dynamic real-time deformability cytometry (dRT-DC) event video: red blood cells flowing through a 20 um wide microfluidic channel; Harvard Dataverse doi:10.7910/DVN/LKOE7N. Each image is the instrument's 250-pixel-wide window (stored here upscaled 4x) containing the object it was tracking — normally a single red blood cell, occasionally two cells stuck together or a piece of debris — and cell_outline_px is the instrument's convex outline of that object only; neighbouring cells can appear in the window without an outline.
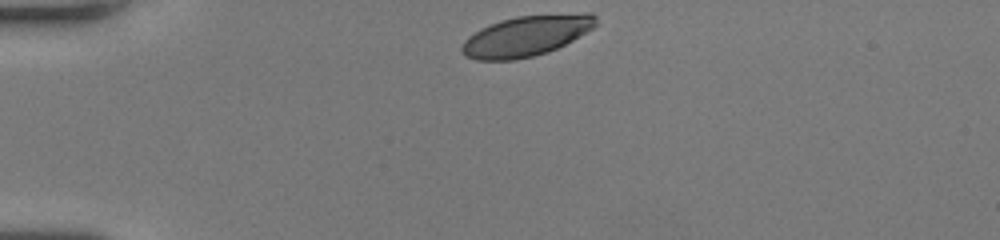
{"species": "human", "species_latin": "Homo sapiens", "temperature_condition": "room temperature", "stored_images_in_passage": 31, "camera_frame_rate_fps": 3000, "um_per_image_px": 0.085, "donor": {"sex": "female"}, "frame": {"image": 1, "passage_image": 1, "time_ms": 0.0, "image_size_px": [1000, 240], "cell_outline_px": [[596, 24], [592, 28], [572, 40], [548, 52], [516, 60], [476, 60], [464, 56], [460, 48], [464, 40], [468, 36], [480, 28], [500, 20], [516, 16], [584, 12], [588, 12], [596, 16]], "centroid_in_image_um": [44.7, 3.04], "position_along_channel_um": 40.3, "area_um2": 31.73}}
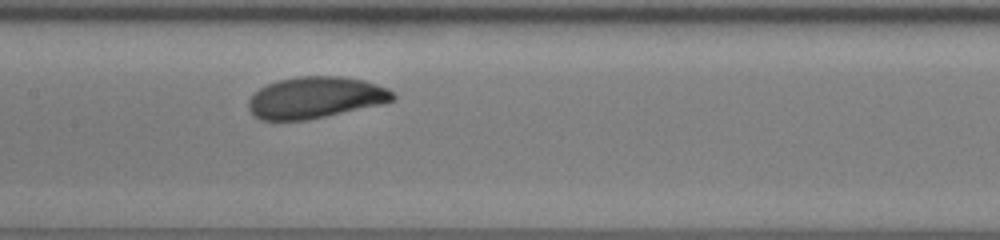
{"frame": {"image": 2, "passage_image": 15, "time_ms": 4.667, "image_size_px": [1000, 240], "cell_outline_px": [[396, 100], [384, 104], [308, 120], [260, 120], [252, 116], [248, 108], [248, 100], [260, 88], [268, 84], [280, 80], [296, 76], [340, 76], [364, 80], [388, 88], [396, 96]], "centroid_in_image_um": [26.83, 8.3], "position_along_channel_um": 180.6, "area_um2": 35.2}}
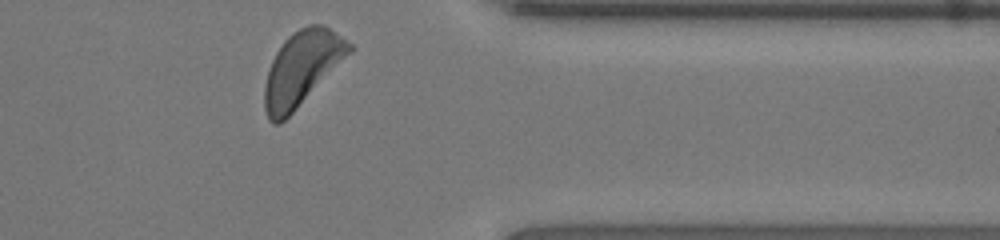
{"frame": {"image": 3, "passage_image": 31, "time_ms": 10.0, "image_size_px": [1000, 240], "cell_outline_px": [[356, 48], [280, 124], [272, 124], [268, 120], [264, 108], [264, 88], [268, 72], [272, 60], [276, 52], [284, 40], [292, 32], [308, 24], [320, 24], [328, 28], [352, 44]], "centroid_in_image_um": [25.65, 5.8], "position_along_channel_um": 385.8, "area_um2": 36.24}, "authors_computed_cell_mechanics": {"area_um2": 34.9112, "velocity_mm_per_s": 4.0201, "shape_relaxation_time_tau1_ms": 2.4771, "shape_relaxation_time_tau2_ms": null, "deformation_change_tau1": 0.107, "deformation_change_tau2": null}}